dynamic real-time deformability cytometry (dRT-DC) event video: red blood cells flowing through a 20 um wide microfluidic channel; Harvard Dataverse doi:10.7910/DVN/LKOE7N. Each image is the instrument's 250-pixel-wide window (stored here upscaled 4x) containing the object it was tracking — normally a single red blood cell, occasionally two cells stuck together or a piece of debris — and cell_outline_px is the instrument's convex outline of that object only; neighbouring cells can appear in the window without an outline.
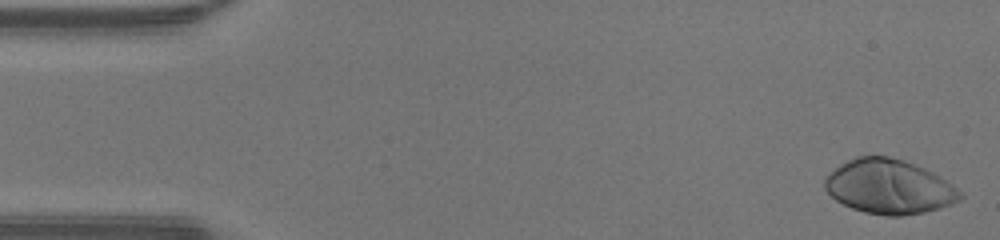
{"species": "human", "species_latin": "Homo sapiens", "temperature_condition": "warm", "stored_images_in_passage": 47, "camera_frame_rate_fps": 3000, "um_per_image_px": 0.085, "donor": {"sex": "male"}, "frame": {"image": 1, "passage_image": 1, "time_ms": 0.0, "image_size_px": [1000, 240], "cell_outline_px": [[964, 196], [960, 200], [952, 204], [940, 208], [924, 212], [900, 216], [888, 216], [864, 212], [852, 208], [836, 200], [824, 188], [824, 180], [840, 164], [856, 156], [888, 156], [904, 160], [916, 164], [940, 176], [964, 192]], "centroid_in_image_um": [75.62, 15.87], "position_along_channel_um": 9.4, "area_um2": 42.95}}
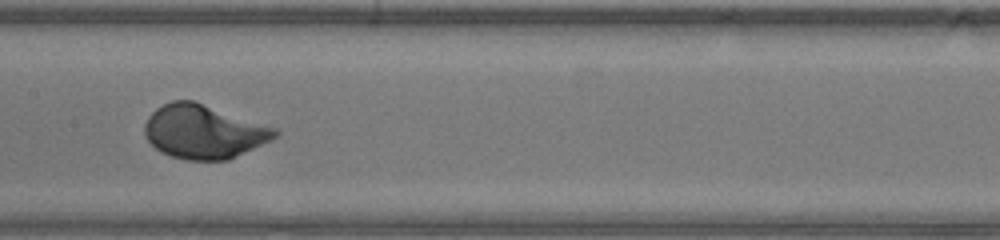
{"frame": {"image": 2, "passage_image": 23, "time_ms": 7.333, "image_size_px": [1000, 240], "cell_outline_px": [[280, 132], [272, 140], [228, 160], [188, 160], [172, 156], [160, 152], [144, 136], [144, 124], [148, 116], [156, 108], [172, 100], [192, 100], [276, 128]], "centroid_in_image_um": [17.3, 11.2], "position_along_channel_um": 190.1, "area_um2": 40.69}}
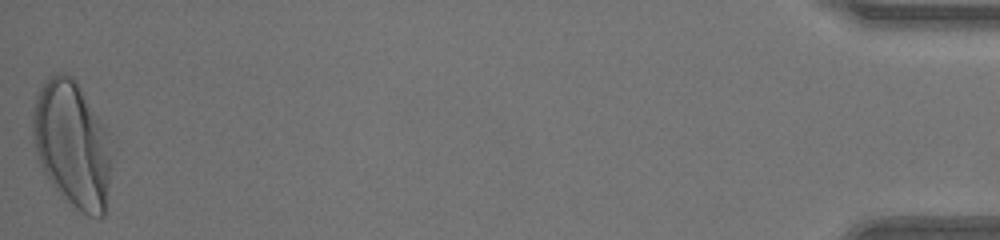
{"frame": {"image": 3, "passage_image": 47, "time_ms": 15.333, "image_size_px": [1000, 240], "cell_outline_px": [[112, 140], [108, 184], [104, 216], [100, 220], [88, 216], [72, 208], [52, 184], [44, 172], [36, 152], [32, 132], [32, 112], [36, 92], [48, 76], [60, 72], [72, 76], [76, 80], [108, 132]], "centroid_in_image_um": [6.13, 12.26], "position_along_channel_um": 429.1, "area_um2": 58.49}, "authors_computed_cell_mechanics": {"area_um2": 41.327, "velocity_mm_per_s": 4.2964, "shape_relaxation_time_tau1_ms": 2.0142, "shape_relaxation_time_tau2_ms": null, "deformation_change_tau1": 0.1894, "deformation_change_tau2": null}}